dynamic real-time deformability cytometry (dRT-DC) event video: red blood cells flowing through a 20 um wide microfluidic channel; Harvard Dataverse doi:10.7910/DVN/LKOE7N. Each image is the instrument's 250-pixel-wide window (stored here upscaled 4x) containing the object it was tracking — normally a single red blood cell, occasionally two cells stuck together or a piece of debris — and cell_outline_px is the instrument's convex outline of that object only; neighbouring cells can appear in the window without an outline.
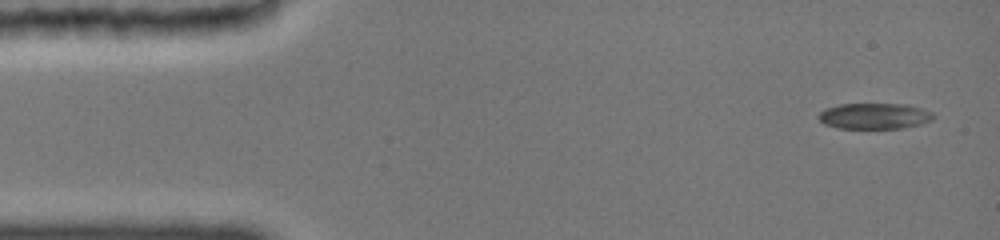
{"species": "common noctule bat (a hibernating species)", "species_latin": "Nyctalus noctula", "temperature_condition": "cold", "stored_images_in_passage": 28, "camera_frame_rate_fps": 3000, "um_per_image_px": 0.085, "animal": {"sex": "female", "body_mass_g": 19.0, "forearm_length_mm": 51.5}, "frame": {"image": 1, "passage_image": 1, "time_ms": 0.0, "image_size_px": [1000, 240], "cell_outline_px": [[932, 120], [920, 124], [900, 128], [840, 128], [824, 124], [816, 116], [820, 112], [828, 108], [840, 104], [908, 104], [932, 112]], "centroid_in_image_um": [74.31, 9.86], "position_along_channel_um": 10.7, "area_um2": 17.11}}
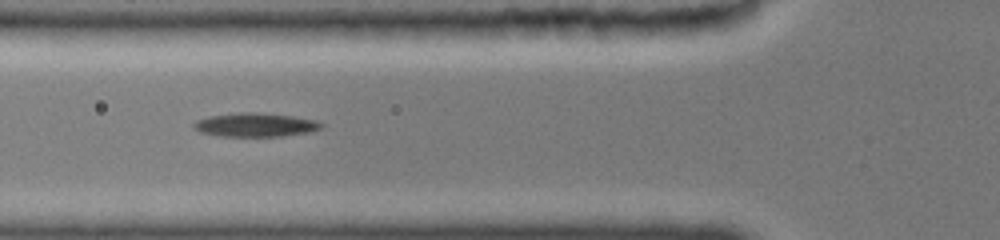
{"frame": {"image": 2, "passage_image": 16, "time_ms": 5.0, "image_size_px": [1000, 240], "cell_outline_px": [[324, 124], [320, 128], [308, 132], [284, 136], [224, 136], [200, 132], [192, 124], [196, 120], [212, 116], [240, 112], [256, 112], [292, 116], [312, 120]], "centroid_in_image_um": [21.7, 10.61], "position_along_channel_um": 104.1, "area_um2": 17.28}}
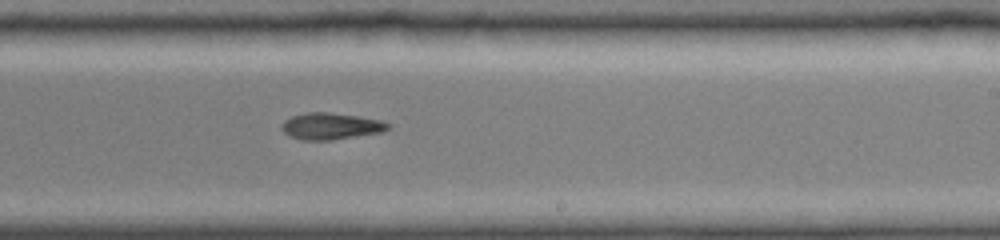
{"frame": {"image": 3, "passage_image": 28, "time_ms": 9.0, "image_size_px": [1000, 240], "cell_outline_px": [[392, 124], [388, 128], [380, 132], [328, 140], [304, 140], [292, 136], [284, 132], [280, 128], [284, 120], [292, 116], [308, 112], [328, 112], [356, 116], [380, 120]], "centroid_in_image_um": [28.09, 10.71], "position_along_channel_um": 260.9, "area_um2": 16.13}}